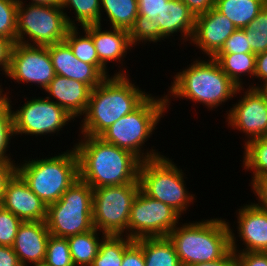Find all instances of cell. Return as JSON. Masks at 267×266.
Masks as SVG:
<instances>
[{"label": "cell", "mask_w": 267, "mask_h": 266, "mask_svg": "<svg viewBox=\"0 0 267 266\" xmlns=\"http://www.w3.org/2000/svg\"><path fill=\"white\" fill-rule=\"evenodd\" d=\"M237 27L215 8L195 16V29L191 38L198 49L213 58Z\"/></svg>", "instance_id": "2e32d148"}, {"label": "cell", "mask_w": 267, "mask_h": 266, "mask_svg": "<svg viewBox=\"0 0 267 266\" xmlns=\"http://www.w3.org/2000/svg\"><path fill=\"white\" fill-rule=\"evenodd\" d=\"M252 53L249 42L246 38V30L237 28L225 41L217 54H239Z\"/></svg>", "instance_id": "74e56055"}, {"label": "cell", "mask_w": 267, "mask_h": 266, "mask_svg": "<svg viewBox=\"0 0 267 266\" xmlns=\"http://www.w3.org/2000/svg\"><path fill=\"white\" fill-rule=\"evenodd\" d=\"M101 25L95 24L83 27L92 36L99 62L105 68H107L108 62L115 61L122 64L127 51H131L134 47L130 41L129 31L118 28L102 30Z\"/></svg>", "instance_id": "44dd1931"}, {"label": "cell", "mask_w": 267, "mask_h": 266, "mask_svg": "<svg viewBox=\"0 0 267 266\" xmlns=\"http://www.w3.org/2000/svg\"><path fill=\"white\" fill-rule=\"evenodd\" d=\"M48 51L56 75L85 83L92 89L106 78L94 65L75 57L65 41L48 45Z\"/></svg>", "instance_id": "ac0fdd59"}, {"label": "cell", "mask_w": 267, "mask_h": 266, "mask_svg": "<svg viewBox=\"0 0 267 266\" xmlns=\"http://www.w3.org/2000/svg\"><path fill=\"white\" fill-rule=\"evenodd\" d=\"M184 171L169 158L162 156L140 162V189L149 197L172 207L180 215L186 213L195 195L189 193ZM185 183V184H184Z\"/></svg>", "instance_id": "ba28073f"}, {"label": "cell", "mask_w": 267, "mask_h": 266, "mask_svg": "<svg viewBox=\"0 0 267 266\" xmlns=\"http://www.w3.org/2000/svg\"><path fill=\"white\" fill-rule=\"evenodd\" d=\"M1 206L23 222L46 220L47 206L17 172L6 184Z\"/></svg>", "instance_id": "e0dca14e"}, {"label": "cell", "mask_w": 267, "mask_h": 266, "mask_svg": "<svg viewBox=\"0 0 267 266\" xmlns=\"http://www.w3.org/2000/svg\"><path fill=\"white\" fill-rule=\"evenodd\" d=\"M29 4L60 6L61 0H30Z\"/></svg>", "instance_id": "681fc988"}, {"label": "cell", "mask_w": 267, "mask_h": 266, "mask_svg": "<svg viewBox=\"0 0 267 266\" xmlns=\"http://www.w3.org/2000/svg\"><path fill=\"white\" fill-rule=\"evenodd\" d=\"M267 95V84H265L262 88H261Z\"/></svg>", "instance_id": "f5cc1de1"}, {"label": "cell", "mask_w": 267, "mask_h": 266, "mask_svg": "<svg viewBox=\"0 0 267 266\" xmlns=\"http://www.w3.org/2000/svg\"><path fill=\"white\" fill-rule=\"evenodd\" d=\"M47 97L30 98L17 111L12 110L14 134L47 135L61 130L75 120L64 108ZM68 122V123H67Z\"/></svg>", "instance_id": "7c38bea8"}, {"label": "cell", "mask_w": 267, "mask_h": 266, "mask_svg": "<svg viewBox=\"0 0 267 266\" xmlns=\"http://www.w3.org/2000/svg\"><path fill=\"white\" fill-rule=\"evenodd\" d=\"M243 94L226 113V122L228 127L245 133L246 144L255 138L267 136V95L261 88L251 87Z\"/></svg>", "instance_id": "5bb4252c"}, {"label": "cell", "mask_w": 267, "mask_h": 266, "mask_svg": "<svg viewBox=\"0 0 267 266\" xmlns=\"http://www.w3.org/2000/svg\"><path fill=\"white\" fill-rule=\"evenodd\" d=\"M23 161L17 162L16 172L46 206L57 202L79 179L78 155L72 147L56 156Z\"/></svg>", "instance_id": "8992f818"}, {"label": "cell", "mask_w": 267, "mask_h": 266, "mask_svg": "<svg viewBox=\"0 0 267 266\" xmlns=\"http://www.w3.org/2000/svg\"><path fill=\"white\" fill-rule=\"evenodd\" d=\"M126 71L119 70L92 89L80 124L82 135L100 136L121 117L135 110L150 94L142 91Z\"/></svg>", "instance_id": "7a4b0ae2"}, {"label": "cell", "mask_w": 267, "mask_h": 266, "mask_svg": "<svg viewBox=\"0 0 267 266\" xmlns=\"http://www.w3.org/2000/svg\"><path fill=\"white\" fill-rule=\"evenodd\" d=\"M242 207V208H241ZM237 212V235L245 245L238 250L237 239L231 229V250L236 252L267 253V211L258 208L252 202L241 206Z\"/></svg>", "instance_id": "9a60e30c"}, {"label": "cell", "mask_w": 267, "mask_h": 266, "mask_svg": "<svg viewBox=\"0 0 267 266\" xmlns=\"http://www.w3.org/2000/svg\"><path fill=\"white\" fill-rule=\"evenodd\" d=\"M255 78L261 80L259 85H249L251 88H262L265 84H267V51L256 55V71Z\"/></svg>", "instance_id": "ee69618b"}, {"label": "cell", "mask_w": 267, "mask_h": 266, "mask_svg": "<svg viewBox=\"0 0 267 266\" xmlns=\"http://www.w3.org/2000/svg\"><path fill=\"white\" fill-rule=\"evenodd\" d=\"M121 266H145L143 249L135 241L124 251Z\"/></svg>", "instance_id": "60d3db41"}, {"label": "cell", "mask_w": 267, "mask_h": 266, "mask_svg": "<svg viewBox=\"0 0 267 266\" xmlns=\"http://www.w3.org/2000/svg\"><path fill=\"white\" fill-rule=\"evenodd\" d=\"M243 168L253 171L252 178L267 175V136L244 144Z\"/></svg>", "instance_id": "4dcf8cb0"}, {"label": "cell", "mask_w": 267, "mask_h": 266, "mask_svg": "<svg viewBox=\"0 0 267 266\" xmlns=\"http://www.w3.org/2000/svg\"><path fill=\"white\" fill-rule=\"evenodd\" d=\"M166 99L150 94L135 110L121 117L99 137L121 149L134 154L141 162L152 160L164 155L160 151L146 150L145 142L150 138L161 118L164 117ZM143 148V149H142Z\"/></svg>", "instance_id": "5b68a950"}, {"label": "cell", "mask_w": 267, "mask_h": 266, "mask_svg": "<svg viewBox=\"0 0 267 266\" xmlns=\"http://www.w3.org/2000/svg\"><path fill=\"white\" fill-rule=\"evenodd\" d=\"M197 16L208 12L215 6V0H181Z\"/></svg>", "instance_id": "bcb514c9"}, {"label": "cell", "mask_w": 267, "mask_h": 266, "mask_svg": "<svg viewBox=\"0 0 267 266\" xmlns=\"http://www.w3.org/2000/svg\"><path fill=\"white\" fill-rule=\"evenodd\" d=\"M28 266H29V265H28ZM30 266H48V265H46V264L43 262V263L33 264V265H30Z\"/></svg>", "instance_id": "816d5d0a"}, {"label": "cell", "mask_w": 267, "mask_h": 266, "mask_svg": "<svg viewBox=\"0 0 267 266\" xmlns=\"http://www.w3.org/2000/svg\"><path fill=\"white\" fill-rule=\"evenodd\" d=\"M139 190L140 183L93 189V227L102 232V235H127L128 237L131 205Z\"/></svg>", "instance_id": "30bf717a"}, {"label": "cell", "mask_w": 267, "mask_h": 266, "mask_svg": "<svg viewBox=\"0 0 267 266\" xmlns=\"http://www.w3.org/2000/svg\"><path fill=\"white\" fill-rule=\"evenodd\" d=\"M191 266H239L236 254L230 250L223 258L217 261L193 264Z\"/></svg>", "instance_id": "c3c4849f"}, {"label": "cell", "mask_w": 267, "mask_h": 266, "mask_svg": "<svg viewBox=\"0 0 267 266\" xmlns=\"http://www.w3.org/2000/svg\"><path fill=\"white\" fill-rule=\"evenodd\" d=\"M135 242L143 249L145 266H182L168 237H144Z\"/></svg>", "instance_id": "603a6c76"}, {"label": "cell", "mask_w": 267, "mask_h": 266, "mask_svg": "<svg viewBox=\"0 0 267 266\" xmlns=\"http://www.w3.org/2000/svg\"><path fill=\"white\" fill-rule=\"evenodd\" d=\"M239 266H267V253L236 252Z\"/></svg>", "instance_id": "b9f144b4"}, {"label": "cell", "mask_w": 267, "mask_h": 266, "mask_svg": "<svg viewBox=\"0 0 267 266\" xmlns=\"http://www.w3.org/2000/svg\"><path fill=\"white\" fill-rule=\"evenodd\" d=\"M74 143L79 178L92 189L139 182L140 160L131 152L105 142L99 136H81Z\"/></svg>", "instance_id": "6da1fadb"}, {"label": "cell", "mask_w": 267, "mask_h": 266, "mask_svg": "<svg viewBox=\"0 0 267 266\" xmlns=\"http://www.w3.org/2000/svg\"><path fill=\"white\" fill-rule=\"evenodd\" d=\"M50 232L45 222H23L18 229L12 248L22 266L43 263Z\"/></svg>", "instance_id": "d6986e66"}, {"label": "cell", "mask_w": 267, "mask_h": 266, "mask_svg": "<svg viewBox=\"0 0 267 266\" xmlns=\"http://www.w3.org/2000/svg\"><path fill=\"white\" fill-rule=\"evenodd\" d=\"M244 29L253 54L267 51V4Z\"/></svg>", "instance_id": "836d02e7"}, {"label": "cell", "mask_w": 267, "mask_h": 266, "mask_svg": "<svg viewBox=\"0 0 267 266\" xmlns=\"http://www.w3.org/2000/svg\"><path fill=\"white\" fill-rule=\"evenodd\" d=\"M10 98L7 95L6 101L0 106V162L3 163H15L10 154H7L10 141L15 136Z\"/></svg>", "instance_id": "1f68e13d"}, {"label": "cell", "mask_w": 267, "mask_h": 266, "mask_svg": "<svg viewBox=\"0 0 267 266\" xmlns=\"http://www.w3.org/2000/svg\"><path fill=\"white\" fill-rule=\"evenodd\" d=\"M1 84V83H0ZM2 85H0V106L6 101V96L9 92H4L3 88L1 87ZM2 88V89H1ZM4 92V94H3Z\"/></svg>", "instance_id": "f907efd6"}, {"label": "cell", "mask_w": 267, "mask_h": 266, "mask_svg": "<svg viewBox=\"0 0 267 266\" xmlns=\"http://www.w3.org/2000/svg\"><path fill=\"white\" fill-rule=\"evenodd\" d=\"M93 189L80 178L52 204L47 205L50 235L68 238L92 230Z\"/></svg>", "instance_id": "52a82bcc"}, {"label": "cell", "mask_w": 267, "mask_h": 266, "mask_svg": "<svg viewBox=\"0 0 267 266\" xmlns=\"http://www.w3.org/2000/svg\"><path fill=\"white\" fill-rule=\"evenodd\" d=\"M48 46L27 45L16 42L12 51L9 70L5 77L14 82L36 83L45 90L55 77Z\"/></svg>", "instance_id": "4fadbf2b"}, {"label": "cell", "mask_w": 267, "mask_h": 266, "mask_svg": "<svg viewBox=\"0 0 267 266\" xmlns=\"http://www.w3.org/2000/svg\"><path fill=\"white\" fill-rule=\"evenodd\" d=\"M44 91L48 93V99L52 97L56 100L53 102L64 108L73 118H78L86 111L92 88L85 83L55 75Z\"/></svg>", "instance_id": "ffe728a7"}, {"label": "cell", "mask_w": 267, "mask_h": 266, "mask_svg": "<svg viewBox=\"0 0 267 266\" xmlns=\"http://www.w3.org/2000/svg\"><path fill=\"white\" fill-rule=\"evenodd\" d=\"M102 12H106L111 28L130 31L138 16V0H101L100 24Z\"/></svg>", "instance_id": "4316f807"}, {"label": "cell", "mask_w": 267, "mask_h": 266, "mask_svg": "<svg viewBox=\"0 0 267 266\" xmlns=\"http://www.w3.org/2000/svg\"><path fill=\"white\" fill-rule=\"evenodd\" d=\"M170 86L168 94L165 95L166 109L171 105L170 98L174 97L190 99L212 111L245 90L244 87L236 86L214 58L196 59L175 74Z\"/></svg>", "instance_id": "3957f363"}, {"label": "cell", "mask_w": 267, "mask_h": 266, "mask_svg": "<svg viewBox=\"0 0 267 266\" xmlns=\"http://www.w3.org/2000/svg\"><path fill=\"white\" fill-rule=\"evenodd\" d=\"M85 35H79L78 27H70L64 41L72 49L73 54L80 61L94 65L105 77L109 72L100 62L92 40V36L83 28Z\"/></svg>", "instance_id": "83f0119b"}, {"label": "cell", "mask_w": 267, "mask_h": 266, "mask_svg": "<svg viewBox=\"0 0 267 266\" xmlns=\"http://www.w3.org/2000/svg\"><path fill=\"white\" fill-rule=\"evenodd\" d=\"M17 0H0V36L17 42Z\"/></svg>", "instance_id": "d590c367"}, {"label": "cell", "mask_w": 267, "mask_h": 266, "mask_svg": "<svg viewBox=\"0 0 267 266\" xmlns=\"http://www.w3.org/2000/svg\"><path fill=\"white\" fill-rule=\"evenodd\" d=\"M160 24L161 33L169 39L173 34H181L183 44L191 41L195 29V16L181 0H168L155 19Z\"/></svg>", "instance_id": "7402d4cb"}, {"label": "cell", "mask_w": 267, "mask_h": 266, "mask_svg": "<svg viewBox=\"0 0 267 266\" xmlns=\"http://www.w3.org/2000/svg\"><path fill=\"white\" fill-rule=\"evenodd\" d=\"M213 58L237 87H243L242 76L255 77L256 55L253 53L216 54Z\"/></svg>", "instance_id": "484cf974"}, {"label": "cell", "mask_w": 267, "mask_h": 266, "mask_svg": "<svg viewBox=\"0 0 267 266\" xmlns=\"http://www.w3.org/2000/svg\"><path fill=\"white\" fill-rule=\"evenodd\" d=\"M0 266H22L12 247L0 246Z\"/></svg>", "instance_id": "7dc6e473"}, {"label": "cell", "mask_w": 267, "mask_h": 266, "mask_svg": "<svg viewBox=\"0 0 267 266\" xmlns=\"http://www.w3.org/2000/svg\"><path fill=\"white\" fill-rule=\"evenodd\" d=\"M15 172L16 163L0 162V206L2 204L6 184Z\"/></svg>", "instance_id": "f6af8a7d"}, {"label": "cell", "mask_w": 267, "mask_h": 266, "mask_svg": "<svg viewBox=\"0 0 267 266\" xmlns=\"http://www.w3.org/2000/svg\"><path fill=\"white\" fill-rule=\"evenodd\" d=\"M44 263L48 266H74L67 238L50 235Z\"/></svg>", "instance_id": "e575fe53"}, {"label": "cell", "mask_w": 267, "mask_h": 266, "mask_svg": "<svg viewBox=\"0 0 267 266\" xmlns=\"http://www.w3.org/2000/svg\"><path fill=\"white\" fill-rule=\"evenodd\" d=\"M253 193L258 199V203H253L258 208L267 211V175L257 177L251 180Z\"/></svg>", "instance_id": "ab89813d"}, {"label": "cell", "mask_w": 267, "mask_h": 266, "mask_svg": "<svg viewBox=\"0 0 267 266\" xmlns=\"http://www.w3.org/2000/svg\"><path fill=\"white\" fill-rule=\"evenodd\" d=\"M167 2L168 0H138V15L154 21Z\"/></svg>", "instance_id": "f35d334b"}, {"label": "cell", "mask_w": 267, "mask_h": 266, "mask_svg": "<svg viewBox=\"0 0 267 266\" xmlns=\"http://www.w3.org/2000/svg\"><path fill=\"white\" fill-rule=\"evenodd\" d=\"M167 237L182 266L217 261L231 250L230 224L221 217L177 225Z\"/></svg>", "instance_id": "277c9868"}, {"label": "cell", "mask_w": 267, "mask_h": 266, "mask_svg": "<svg viewBox=\"0 0 267 266\" xmlns=\"http://www.w3.org/2000/svg\"><path fill=\"white\" fill-rule=\"evenodd\" d=\"M96 228L67 238L74 266H91L97 256L99 246L106 234L101 235ZM101 235V237H99Z\"/></svg>", "instance_id": "d4e9b609"}, {"label": "cell", "mask_w": 267, "mask_h": 266, "mask_svg": "<svg viewBox=\"0 0 267 266\" xmlns=\"http://www.w3.org/2000/svg\"><path fill=\"white\" fill-rule=\"evenodd\" d=\"M23 221L0 206V246L12 247Z\"/></svg>", "instance_id": "8d00e7d4"}, {"label": "cell", "mask_w": 267, "mask_h": 266, "mask_svg": "<svg viewBox=\"0 0 267 266\" xmlns=\"http://www.w3.org/2000/svg\"><path fill=\"white\" fill-rule=\"evenodd\" d=\"M182 216L169 205L146 195L141 189L134 198L128 220V237H167Z\"/></svg>", "instance_id": "8fae6325"}, {"label": "cell", "mask_w": 267, "mask_h": 266, "mask_svg": "<svg viewBox=\"0 0 267 266\" xmlns=\"http://www.w3.org/2000/svg\"><path fill=\"white\" fill-rule=\"evenodd\" d=\"M14 45L15 42L12 39L0 36V70L3 75H6L9 70Z\"/></svg>", "instance_id": "7bdbcfd3"}, {"label": "cell", "mask_w": 267, "mask_h": 266, "mask_svg": "<svg viewBox=\"0 0 267 266\" xmlns=\"http://www.w3.org/2000/svg\"><path fill=\"white\" fill-rule=\"evenodd\" d=\"M60 6L63 11L66 8L74 10L76 16H74L75 20L71 18L70 27L81 26L83 28L88 25L100 24L101 0H61ZM75 22L77 23L75 24Z\"/></svg>", "instance_id": "f546056e"}, {"label": "cell", "mask_w": 267, "mask_h": 266, "mask_svg": "<svg viewBox=\"0 0 267 266\" xmlns=\"http://www.w3.org/2000/svg\"><path fill=\"white\" fill-rule=\"evenodd\" d=\"M17 1V42L48 46L64 41L71 19L61 6L24 5L23 0Z\"/></svg>", "instance_id": "9c48e42d"}, {"label": "cell", "mask_w": 267, "mask_h": 266, "mask_svg": "<svg viewBox=\"0 0 267 266\" xmlns=\"http://www.w3.org/2000/svg\"><path fill=\"white\" fill-rule=\"evenodd\" d=\"M132 46L147 43L148 41L157 42L167 39L160 30V24L153 20H149L146 16L138 15L135 19L133 27L129 31Z\"/></svg>", "instance_id": "d6a6232c"}, {"label": "cell", "mask_w": 267, "mask_h": 266, "mask_svg": "<svg viewBox=\"0 0 267 266\" xmlns=\"http://www.w3.org/2000/svg\"><path fill=\"white\" fill-rule=\"evenodd\" d=\"M134 241L125 235H106L91 266H121L124 251Z\"/></svg>", "instance_id": "f1b7e54d"}, {"label": "cell", "mask_w": 267, "mask_h": 266, "mask_svg": "<svg viewBox=\"0 0 267 266\" xmlns=\"http://www.w3.org/2000/svg\"><path fill=\"white\" fill-rule=\"evenodd\" d=\"M267 0H215L214 8L237 28H246L266 6Z\"/></svg>", "instance_id": "cb8c5ba5"}]
</instances>
